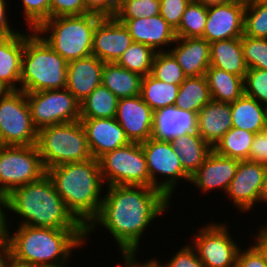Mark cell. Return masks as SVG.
<instances>
[{
	"mask_svg": "<svg viewBox=\"0 0 267 267\" xmlns=\"http://www.w3.org/2000/svg\"><path fill=\"white\" fill-rule=\"evenodd\" d=\"M98 215L86 227V240L98 225L113 236L122 258H135L143 231L167 211L170 200L158 189L146 186H107Z\"/></svg>",
	"mask_w": 267,
	"mask_h": 267,
	"instance_id": "1",
	"label": "cell"
},
{
	"mask_svg": "<svg viewBox=\"0 0 267 267\" xmlns=\"http://www.w3.org/2000/svg\"><path fill=\"white\" fill-rule=\"evenodd\" d=\"M5 235L9 240L14 260L38 267L65 266L72 250L86 242V229L20 225L13 234L7 226Z\"/></svg>",
	"mask_w": 267,
	"mask_h": 267,
	"instance_id": "2",
	"label": "cell"
},
{
	"mask_svg": "<svg viewBox=\"0 0 267 267\" xmlns=\"http://www.w3.org/2000/svg\"><path fill=\"white\" fill-rule=\"evenodd\" d=\"M46 174L52 180L66 208L86 228L98 215L102 204L103 181L98 159L51 167ZM102 189V190H101Z\"/></svg>",
	"mask_w": 267,
	"mask_h": 267,
	"instance_id": "3",
	"label": "cell"
},
{
	"mask_svg": "<svg viewBox=\"0 0 267 267\" xmlns=\"http://www.w3.org/2000/svg\"><path fill=\"white\" fill-rule=\"evenodd\" d=\"M6 210L17 213L16 215L24 219H21L20 225L86 229L66 208L47 174L9 193L6 196Z\"/></svg>",
	"mask_w": 267,
	"mask_h": 267,
	"instance_id": "4",
	"label": "cell"
},
{
	"mask_svg": "<svg viewBox=\"0 0 267 267\" xmlns=\"http://www.w3.org/2000/svg\"><path fill=\"white\" fill-rule=\"evenodd\" d=\"M68 62L36 32L25 33L20 91L32 93L65 89Z\"/></svg>",
	"mask_w": 267,
	"mask_h": 267,
	"instance_id": "5",
	"label": "cell"
},
{
	"mask_svg": "<svg viewBox=\"0 0 267 267\" xmlns=\"http://www.w3.org/2000/svg\"><path fill=\"white\" fill-rule=\"evenodd\" d=\"M101 18L94 13L58 16L49 18L35 31L55 52L71 62L92 55L93 34Z\"/></svg>",
	"mask_w": 267,
	"mask_h": 267,
	"instance_id": "6",
	"label": "cell"
},
{
	"mask_svg": "<svg viewBox=\"0 0 267 267\" xmlns=\"http://www.w3.org/2000/svg\"><path fill=\"white\" fill-rule=\"evenodd\" d=\"M36 146L46 170L93 158L80 120L39 129Z\"/></svg>",
	"mask_w": 267,
	"mask_h": 267,
	"instance_id": "7",
	"label": "cell"
},
{
	"mask_svg": "<svg viewBox=\"0 0 267 267\" xmlns=\"http://www.w3.org/2000/svg\"><path fill=\"white\" fill-rule=\"evenodd\" d=\"M103 181L111 185L150 187V176L141 143L129 144L105 153L99 159Z\"/></svg>",
	"mask_w": 267,
	"mask_h": 267,
	"instance_id": "8",
	"label": "cell"
},
{
	"mask_svg": "<svg viewBox=\"0 0 267 267\" xmlns=\"http://www.w3.org/2000/svg\"><path fill=\"white\" fill-rule=\"evenodd\" d=\"M46 174L36 145H0V192L6 197L14 189Z\"/></svg>",
	"mask_w": 267,
	"mask_h": 267,
	"instance_id": "9",
	"label": "cell"
},
{
	"mask_svg": "<svg viewBox=\"0 0 267 267\" xmlns=\"http://www.w3.org/2000/svg\"><path fill=\"white\" fill-rule=\"evenodd\" d=\"M37 134L26 93L11 90L0 99V145H36Z\"/></svg>",
	"mask_w": 267,
	"mask_h": 267,
	"instance_id": "10",
	"label": "cell"
},
{
	"mask_svg": "<svg viewBox=\"0 0 267 267\" xmlns=\"http://www.w3.org/2000/svg\"><path fill=\"white\" fill-rule=\"evenodd\" d=\"M141 145L150 176V187L160 190L169 200H172L178 181L183 179L190 182L191 178L183 170L172 143L170 140H159L151 137L142 142ZM158 174L164 175L165 179L158 182L156 177Z\"/></svg>",
	"mask_w": 267,
	"mask_h": 267,
	"instance_id": "11",
	"label": "cell"
},
{
	"mask_svg": "<svg viewBox=\"0 0 267 267\" xmlns=\"http://www.w3.org/2000/svg\"><path fill=\"white\" fill-rule=\"evenodd\" d=\"M26 99L37 130L80 120V102L66 88L26 93Z\"/></svg>",
	"mask_w": 267,
	"mask_h": 267,
	"instance_id": "12",
	"label": "cell"
},
{
	"mask_svg": "<svg viewBox=\"0 0 267 267\" xmlns=\"http://www.w3.org/2000/svg\"><path fill=\"white\" fill-rule=\"evenodd\" d=\"M225 223L205 225L193 236L192 246L204 267H236L240 246Z\"/></svg>",
	"mask_w": 267,
	"mask_h": 267,
	"instance_id": "13",
	"label": "cell"
},
{
	"mask_svg": "<svg viewBox=\"0 0 267 267\" xmlns=\"http://www.w3.org/2000/svg\"><path fill=\"white\" fill-rule=\"evenodd\" d=\"M266 168V166L254 161H239L235 176L226 193L235 207L243 213L252 210L256 203H262V188Z\"/></svg>",
	"mask_w": 267,
	"mask_h": 267,
	"instance_id": "14",
	"label": "cell"
},
{
	"mask_svg": "<svg viewBox=\"0 0 267 267\" xmlns=\"http://www.w3.org/2000/svg\"><path fill=\"white\" fill-rule=\"evenodd\" d=\"M132 43L123 23L115 17H102L94 30L92 55L104 63H116Z\"/></svg>",
	"mask_w": 267,
	"mask_h": 267,
	"instance_id": "15",
	"label": "cell"
},
{
	"mask_svg": "<svg viewBox=\"0 0 267 267\" xmlns=\"http://www.w3.org/2000/svg\"><path fill=\"white\" fill-rule=\"evenodd\" d=\"M115 118L130 142L142 143L152 137L154 111L140 95L119 99Z\"/></svg>",
	"mask_w": 267,
	"mask_h": 267,
	"instance_id": "16",
	"label": "cell"
},
{
	"mask_svg": "<svg viewBox=\"0 0 267 267\" xmlns=\"http://www.w3.org/2000/svg\"><path fill=\"white\" fill-rule=\"evenodd\" d=\"M246 6L227 3L208 9L203 37L209 43L241 38L244 33Z\"/></svg>",
	"mask_w": 267,
	"mask_h": 267,
	"instance_id": "17",
	"label": "cell"
},
{
	"mask_svg": "<svg viewBox=\"0 0 267 267\" xmlns=\"http://www.w3.org/2000/svg\"><path fill=\"white\" fill-rule=\"evenodd\" d=\"M94 159L130 143L116 118H80Z\"/></svg>",
	"mask_w": 267,
	"mask_h": 267,
	"instance_id": "18",
	"label": "cell"
},
{
	"mask_svg": "<svg viewBox=\"0 0 267 267\" xmlns=\"http://www.w3.org/2000/svg\"><path fill=\"white\" fill-rule=\"evenodd\" d=\"M238 159L217 154L212 150L199 169L191 176L190 182L204 193L220 188L225 193L235 176Z\"/></svg>",
	"mask_w": 267,
	"mask_h": 267,
	"instance_id": "19",
	"label": "cell"
},
{
	"mask_svg": "<svg viewBox=\"0 0 267 267\" xmlns=\"http://www.w3.org/2000/svg\"><path fill=\"white\" fill-rule=\"evenodd\" d=\"M118 21L128 29L133 42L147 45L155 52L165 51L164 47L171 46L176 40L175 30L160 14L148 18L141 17ZM161 47H163V50H161Z\"/></svg>",
	"mask_w": 267,
	"mask_h": 267,
	"instance_id": "20",
	"label": "cell"
},
{
	"mask_svg": "<svg viewBox=\"0 0 267 267\" xmlns=\"http://www.w3.org/2000/svg\"><path fill=\"white\" fill-rule=\"evenodd\" d=\"M104 62L96 56H89L68 62V89L82 103L102 82Z\"/></svg>",
	"mask_w": 267,
	"mask_h": 267,
	"instance_id": "21",
	"label": "cell"
},
{
	"mask_svg": "<svg viewBox=\"0 0 267 267\" xmlns=\"http://www.w3.org/2000/svg\"><path fill=\"white\" fill-rule=\"evenodd\" d=\"M169 51L181 66L186 77H199L205 75L210 66V43L202 37L180 38L176 37Z\"/></svg>",
	"mask_w": 267,
	"mask_h": 267,
	"instance_id": "22",
	"label": "cell"
},
{
	"mask_svg": "<svg viewBox=\"0 0 267 267\" xmlns=\"http://www.w3.org/2000/svg\"><path fill=\"white\" fill-rule=\"evenodd\" d=\"M152 137L171 140L180 134L197 131V114L187 109L168 106L154 111Z\"/></svg>",
	"mask_w": 267,
	"mask_h": 267,
	"instance_id": "23",
	"label": "cell"
},
{
	"mask_svg": "<svg viewBox=\"0 0 267 267\" xmlns=\"http://www.w3.org/2000/svg\"><path fill=\"white\" fill-rule=\"evenodd\" d=\"M230 128L229 103L211 100L197 114V132L212 148Z\"/></svg>",
	"mask_w": 267,
	"mask_h": 267,
	"instance_id": "24",
	"label": "cell"
},
{
	"mask_svg": "<svg viewBox=\"0 0 267 267\" xmlns=\"http://www.w3.org/2000/svg\"><path fill=\"white\" fill-rule=\"evenodd\" d=\"M24 48L25 33L22 31L13 36H5L0 41V82L10 90H20Z\"/></svg>",
	"mask_w": 267,
	"mask_h": 267,
	"instance_id": "25",
	"label": "cell"
},
{
	"mask_svg": "<svg viewBox=\"0 0 267 267\" xmlns=\"http://www.w3.org/2000/svg\"><path fill=\"white\" fill-rule=\"evenodd\" d=\"M170 142L179 156L183 170L191 177L203 164L213 148L198 134L191 132L180 134Z\"/></svg>",
	"mask_w": 267,
	"mask_h": 267,
	"instance_id": "26",
	"label": "cell"
},
{
	"mask_svg": "<svg viewBox=\"0 0 267 267\" xmlns=\"http://www.w3.org/2000/svg\"><path fill=\"white\" fill-rule=\"evenodd\" d=\"M232 127L254 134L267 129V106L243 94L230 104Z\"/></svg>",
	"mask_w": 267,
	"mask_h": 267,
	"instance_id": "27",
	"label": "cell"
},
{
	"mask_svg": "<svg viewBox=\"0 0 267 267\" xmlns=\"http://www.w3.org/2000/svg\"><path fill=\"white\" fill-rule=\"evenodd\" d=\"M210 66L245 78L247 65L244 60L240 38L210 43Z\"/></svg>",
	"mask_w": 267,
	"mask_h": 267,
	"instance_id": "28",
	"label": "cell"
},
{
	"mask_svg": "<svg viewBox=\"0 0 267 267\" xmlns=\"http://www.w3.org/2000/svg\"><path fill=\"white\" fill-rule=\"evenodd\" d=\"M211 99L233 103L244 94V78L209 66L205 73Z\"/></svg>",
	"mask_w": 267,
	"mask_h": 267,
	"instance_id": "29",
	"label": "cell"
},
{
	"mask_svg": "<svg viewBox=\"0 0 267 267\" xmlns=\"http://www.w3.org/2000/svg\"><path fill=\"white\" fill-rule=\"evenodd\" d=\"M142 76L116 63H104L101 84L118 99L139 96Z\"/></svg>",
	"mask_w": 267,
	"mask_h": 267,
	"instance_id": "30",
	"label": "cell"
},
{
	"mask_svg": "<svg viewBox=\"0 0 267 267\" xmlns=\"http://www.w3.org/2000/svg\"><path fill=\"white\" fill-rule=\"evenodd\" d=\"M211 100L205 75L199 77H187L179 87L174 106L198 114V112Z\"/></svg>",
	"mask_w": 267,
	"mask_h": 267,
	"instance_id": "31",
	"label": "cell"
},
{
	"mask_svg": "<svg viewBox=\"0 0 267 267\" xmlns=\"http://www.w3.org/2000/svg\"><path fill=\"white\" fill-rule=\"evenodd\" d=\"M179 87L180 85L165 83L148 74L142 77L140 96L153 111H156L175 105Z\"/></svg>",
	"mask_w": 267,
	"mask_h": 267,
	"instance_id": "32",
	"label": "cell"
},
{
	"mask_svg": "<svg viewBox=\"0 0 267 267\" xmlns=\"http://www.w3.org/2000/svg\"><path fill=\"white\" fill-rule=\"evenodd\" d=\"M118 101L119 99L101 84L80 103V118H115Z\"/></svg>",
	"mask_w": 267,
	"mask_h": 267,
	"instance_id": "33",
	"label": "cell"
},
{
	"mask_svg": "<svg viewBox=\"0 0 267 267\" xmlns=\"http://www.w3.org/2000/svg\"><path fill=\"white\" fill-rule=\"evenodd\" d=\"M254 133L239 128H230L216 143L213 150L222 156L238 160H249Z\"/></svg>",
	"mask_w": 267,
	"mask_h": 267,
	"instance_id": "34",
	"label": "cell"
},
{
	"mask_svg": "<svg viewBox=\"0 0 267 267\" xmlns=\"http://www.w3.org/2000/svg\"><path fill=\"white\" fill-rule=\"evenodd\" d=\"M155 53L151 47L133 42L120 56L116 64L143 77L151 74Z\"/></svg>",
	"mask_w": 267,
	"mask_h": 267,
	"instance_id": "35",
	"label": "cell"
},
{
	"mask_svg": "<svg viewBox=\"0 0 267 267\" xmlns=\"http://www.w3.org/2000/svg\"><path fill=\"white\" fill-rule=\"evenodd\" d=\"M208 9L199 3L190 1L186 6L179 27L175 30L176 37L198 38L203 37Z\"/></svg>",
	"mask_w": 267,
	"mask_h": 267,
	"instance_id": "36",
	"label": "cell"
},
{
	"mask_svg": "<svg viewBox=\"0 0 267 267\" xmlns=\"http://www.w3.org/2000/svg\"><path fill=\"white\" fill-rule=\"evenodd\" d=\"M151 75L165 83L181 85L187 78L181 66L169 51L156 52Z\"/></svg>",
	"mask_w": 267,
	"mask_h": 267,
	"instance_id": "37",
	"label": "cell"
},
{
	"mask_svg": "<svg viewBox=\"0 0 267 267\" xmlns=\"http://www.w3.org/2000/svg\"><path fill=\"white\" fill-rule=\"evenodd\" d=\"M243 35L267 39V0H253L246 6Z\"/></svg>",
	"mask_w": 267,
	"mask_h": 267,
	"instance_id": "38",
	"label": "cell"
},
{
	"mask_svg": "<svg viewBox=\"0 0 267 267\" xmlns=\"http://www.w3.org/2000/svg\"><path fill=\"white\" fill-rule=\"evenodd\" d=\"M160 14V0H126L114 16L117 20L148 18Z\"/></svg>",
	"mask_w": 267,
	"mask_h": 267,
	"instance_id": "39",
	"label": "cell"
},
{
	"mask_svg": "<svg viewBox=\"0 0 267 267\" xmlns=\"http://www.w3.org/2000/svg\"><path fill=\"white\" fill-rule=\"evenodd\" d=\"M240 40L247 68L267 70V39L243 35Z\"/></svg>",
	"mask_w": 267,
	"mask_h": 267,
	"instance_id": "40",
	"label": "cell"
},
{
	"mask_svg": "<svg viewBox=\"0 0 267 267\" xmlns=\"http://www.w3.org/2000/svg\"><path fill=\"white\" fill-rule=\"evenodd\" d=\"M244 94L267 106V70L251 68L244 78Z\"/></svg>",
	"mask_w": 267,
	"mask_h": 267,
	"instance_id": "41",
	"label": "cell"
},
{
	"mask_svg": "<svg viewBox=\"0 0 267 267\" xmlns=\"http://www.w3.org/2000/svg\"><path fill=\"white\" fill-rule=\"evenodd\" d=\"M21 3L28 32L35 31L50 18V0H22Z\"/></svg>",
	"mask_w": 267,
	"mask_h": 267,
	"instance_id": "42",
	"label": "cell"
},
{
	"mask_svg": "<svg viewBox=\"0 0 267 267\" xmlns=\"http://www.w3.org/2000/svg\"><path fill=\"white\" fill-rule=\"evenodd\" d=\"M150 262L154 267H204L192 245L183 246L173 257H171L170 261L165 264L156 260V258H151Z\"/></svg>",
	"mask_w": 267,
	"mask_h": 267,
	"instance_id": "43",
	"label": "cell"
},
{
	"mask_svg": "<svg viewBox=\"0 0 267 267\" xmlns=\"http://www.w3.org/2000/svg\"><path fill=\"white\" fill-rule=\"evenodd\" d=\"M191 0H160V15L173 30L179 27L186 6Z\"/></svg>",
	"mask_w": 267,
	"mask_h": 267,
	"instance_id": "44",
	"label": "cell"
},
{
	"mask_svg": "<svg viewBox=\"0 0 267 267\" xmlns=\"http://www.w3.org/2000/svg\"><path fill=\"white\" fill-rule=\"evenodd\" d=\"M90 13L84 0H50V18Z\"/></svg>",
	"mask_w": 267,
	"mask_h": 267,
	"instance_id": "45",
	"label": "cell"
},
{
	"mask_svg": "<svg viewBox=\"0 0 267 267\" xmlns=\"http://www.w3.org/2000/svg\"><path fill=\"white\" fill-rule=\"evenodd\" d=\"M236 267H266L265 249H260L255 244L247 250L239 249Z\"/></svg>",
	"mask_w": 267,
	"mask_h": 267,
	"instance_id": "46",
	"label": "cell"
},
{
	"mask_svg": "<svg viewBox=\"0 0 267 267\" xmlns=\"http://www.w3.org/2000/svg\"><path fill=\"white\" fill-rule=\"evenodd\" d=\"M249 160L267 167V129L254 135Z\"/></svg>",
	"mask_w": 267,
	"mask_h": 267,
	"instance_id": "47",
	"label": "cell"
},
{
	"mask_svg": "<svg viewBox=\"0 0 267 267\" xmlns=\"http://www.w3.org/2000/svg\"><path fill=\"white\" fill-rule=\"evenodd\" d=\"M86 9L90 13L100 15L102 17H114L118 7L115 0H84Z\"/></svg>",
	"mask_w": 267,
	"mask_h": 267,
	"instance_id": "48",
	"label": "cell"
},
{
	"mask_svg": "<svg viewBox=\"0 0 267 267\" xmlns=\"http://www.w3.org/2000/svg\"><path fill=\"white\" fill-rule=\"evenodd\" d=\"M6 0H0V33L4 36H13L18 34L20 31H16V29H12L10 26L11 24L8 23V16H7V5Z\"/></svg>",
	"mask_w": 267,
	"mask_h": 267,
	"instance_id": "49",
	"label": "cell"
},
{
	"mask_svg": "<svg viewBox=\"0 0 267 267\" xmlns=\"http://www.w3.org/2000/svg\"><path fill=\"white\" fill-rule=\"evenodd\" d=\"M12 259V252L9 240L4 234L0 238V267H8L10 260Z\"/></svg>",
	"mask_w": 267,
	"mask_h": 267,
	"instance_id": "50",
	"label": "cell"
},
{
	"mask_svg": "<svg viewBox=\"0 0 267 267\" xmlns=\"http://www.w3.org/2000/svg\"><path fill=\"white\" fill-rule=\"evenodd\" d=\"M260 228L258 230V233H256L257 235L253 238H257L256 243H254L258 248L260 249H266L267 250V224H265L264 226H260Z\"/></svg>",
	"mask_w": 267,
	"mask_h": 267,
	"instance_id": "51",
	"label": "cell"
},
{
	"mask_svg": "<svg viewBox=\"0 0 267 267\" xmlns=\"http://www.w3.org/2000/svg\"><path fill=\"white\" fill-rule=\"evenodd\" d=\"M206 9L220 6L224 4V0H194Z\"/></svg>",
	"mask_w": 267,
	"mask_h": 267,
	"instance_id": "52",
	"label": "cell"
},
{
	"mask_svg": "<svg viewBox=\"0 0 267 267\" xmlns=\"http://www.w3.org/2000/svg\"><path fill=\"white\" fill-rule=\"evenodd\" d=\"M136 260L137 258H126V267H154L149 260L141 264Z\"/></svg>",
	"mask_w": 267,
	"mask_h": 267,
	"instance_id": "53",
	"label": "cell"
},
{
	"mask_svg": "<svg viewBox=\"0 0 267 267\" xmlns=\"http://www.w3.org/2000/svg\"><path fill=\"white\" fill-rule=\"evenodd\" d=\"M6 197L0 192V222H9L7 221L8 216L6 215Z\"/></svg>",
	"mask_w": 267,
	"mask_h": 267,
	"instance_id": "54",
	"label": "cell"
},
{
	"mask_svg": "<svg viewBox=\"0 0 267 267\" xmlns=\"http://www.w3.org/2000/svg\"><path fill=\"white\" fill-rule=\"evenodd\" d=\"M8 267H38V266L27 264V263H22L12 258L8 264Z\"/></svg>",
	"mask_w": 267,
	"mask_h": 267,
	"instance_id": "55",
	"label": "cell"
},
{
	"mask_svg": "<svg viewBox=\"0 0 267 267\" xmlns=\"http://www.w3.org/2000/svg\"><path fill=\"white\" fill-rule=\"evenodd\" d=\"M262 202L267 204V168L265 172V178L262 188Z\"/></svg>",
	"mask_w": 267,
	"mask_h": 267,
	"instance_id": "56",
	"label": "cell"
},
{
	"mask_svg": "<svg viewBox=\"0 0 267 267\" xmlns=\"http://www.w3.org/2000/svg\"><path fill=\"white\" fill-rule=\"evenodd\" d=\"M253 0H224V2L227 3H236V4H240L243 6H247L249 5Z\"/></svg>",
	"mask_w": 267,
	"mask_h": 267,
	"instance_id": "57",
	"label": "cell"
},
{
	"mask_svg": "<svg viewBox=\"0 0 267 267\" xmlns=\"http://www.w3.org/2000/svg\"><path fill=\"white\" fill-rule=\"evenodd\" d=\"M11 90L0 82V99L3 98Z\"/></svg>",
	"mask_w": 267,
	"mask_h": 267,
	"instance_id": "58",
	"label": "cell"
},
{
	"mask_svg": "<svg viewBox=\"0 0 267 267\" xmlns=\"http://www.w3.org/2000/svg\"><path fill=\"white\" fill-rule=\"evenodd\" d=\"M7 222H0V238L5 234L6 227L9 226Z\"/></svg>",
	"mask_w": 267,
	"mask_h": 267,
	"instance_id": "59",
	"label": "cell"
},
{
	"mask_svg": "<svg viewBox=\"0 0 267 267\" xmlns=\"http://www.w3.org/2000/svg\"><path fill=\"white\" fill-rule=\"evenodd\" d=\"M126 0H115V4L117 7H119L122 3H124Z\"/></svg>",
	"mask_w": 267,
	"mask_h": 267,
	"instance_id": "60",
	"label": "cell"
},
{
	"mask_svg": "<svg viewBox=\"0 0 267 267\" xmlns=\"http://www.w3.org/2000/svg\"><path fill=\"white\" fill-rule=\"evenodd\" d=\"M265 264H266V267H267V250L265 249Z\"/></svg>",
	"mask_w": 267,
	"mask_h": 267,
	"instance_id": "61",
	"label": "cell"
},
{
	"mask_svg": "<svg viewBox=\"0 0 267 267\" xmlns=\"http://www.w3.org/2000/svg\"><path fill=\"white\" fill-rule=\"evenodd\" d=\"M123 261H124V266L121 264L122 267H126V258H123ZM121 266H118V267H121Z\"/></svg>",
	"mask_w": 267,
	"mask_h": 267,
	"instance_id": "62",
	"label": "cell"
},
{
	"mask_svg": "<svg viewBox=\"0 0 267 267\" xmlns=\"http://www.w3.org/2000/svg\"><path fill=\"white\" fill-rule=\"evenodd\" d=\"M5 36L2 34V33H0V41L4 38Z\"/></svg>",
	"mask_w": 267,
	"mask_h": 267,
	"instance_id": "63",
	"label": "cell"
}]
</instances>
